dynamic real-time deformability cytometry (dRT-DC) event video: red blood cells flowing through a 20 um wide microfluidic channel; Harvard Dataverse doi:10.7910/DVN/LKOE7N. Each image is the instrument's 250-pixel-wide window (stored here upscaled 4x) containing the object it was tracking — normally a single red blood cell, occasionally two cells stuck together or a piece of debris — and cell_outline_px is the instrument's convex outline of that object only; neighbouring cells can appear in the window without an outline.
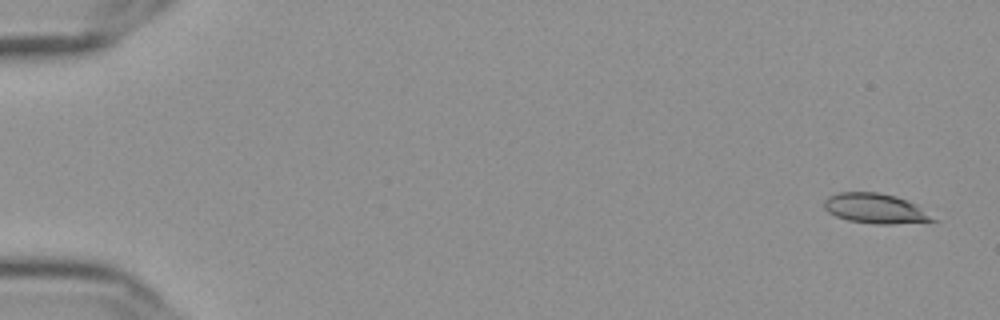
{"species": "Egyptian fruit bat (a non-hibernating species)", "species_latin": "Rousettus aegyptiacus", "temperature_condition": "cold", "stored_images_in_passage": 57, "camera_frame_rate_fps": 3000, "um_per_image_px": 0.085, "frame": {"image": 1, "passage_image": 3, "time_ms": 0.667, "image_size_px": [1000, 320], "cell_outline_px": [[940, 220], [892, 224], [876, 224], [848, 220], [836, 216], [828, 212], [824, 208], [824, 200], [828, 196], [840, 192], [876, 192], [896, 196], [916, 204]], "centroid_in_image_um": [74.41, 17.72], "position_along_channel_um": 10.6, "area_um2": 18.96}}
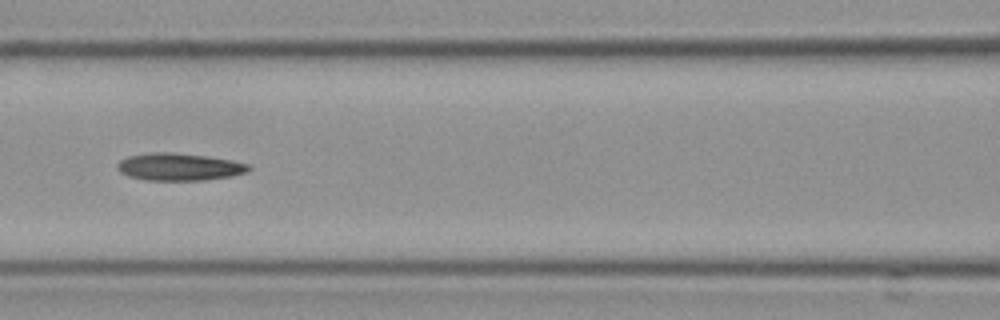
{"frame": {"image": 2, "passage_image": 27, "time_ms": 8.667, "image_size_px": [1000, 320], "cell_outline_px": [[252, 168], [248, 172], [232, 176], [204, 180], [144, 180], [128, 176], [120, 172], [116, 168], [116, 164], [120, 160], [128, 156], [152, 152], [168, 152], [208, 156], [232, 160], [248, 164]], "centroid_in_image_um": [15.23, 14.18], "position_along_channel_um": 151.4, "area_um2": 21.1}}
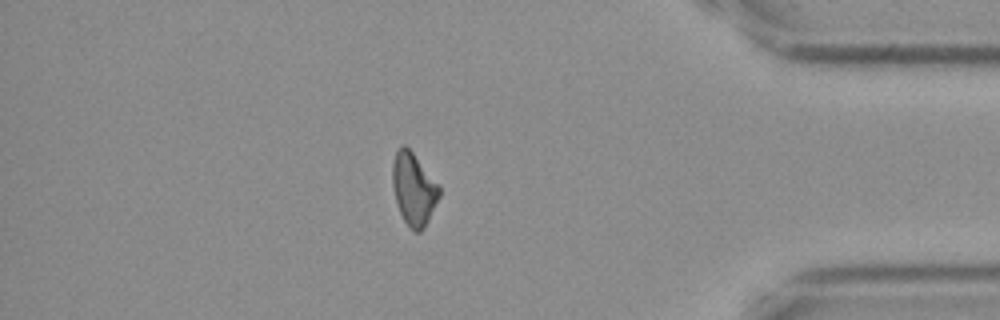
{"frame": {"image": 3, "passage_image": 50, "time_ms": 16.333, "image_size_px": [1000, 320], "cell_outline_px": [[440, 196], [428, 220], [420, 232], [412, 232], [404, 220], [400, 212], [396, 200], [392, 184], [392, 160], [396, 152], [404, 144], [412, 152], [440, 188]], "centroid_in_image_um": [35.14, 16.09], "position_along_channel_um": 400.1, "area_um2": 19.31}, "authors_computed_cell_mechanics": {"area_um2": 19.941, "velocity_mm_per_s": 3.6367, "shape_relaxation_time_tau1_ms": null, "shape_relaxation_time_tau2_ms": 7.9922, "deformation_change_tau1": null, "deformation_change_tau2": 0.1877}}